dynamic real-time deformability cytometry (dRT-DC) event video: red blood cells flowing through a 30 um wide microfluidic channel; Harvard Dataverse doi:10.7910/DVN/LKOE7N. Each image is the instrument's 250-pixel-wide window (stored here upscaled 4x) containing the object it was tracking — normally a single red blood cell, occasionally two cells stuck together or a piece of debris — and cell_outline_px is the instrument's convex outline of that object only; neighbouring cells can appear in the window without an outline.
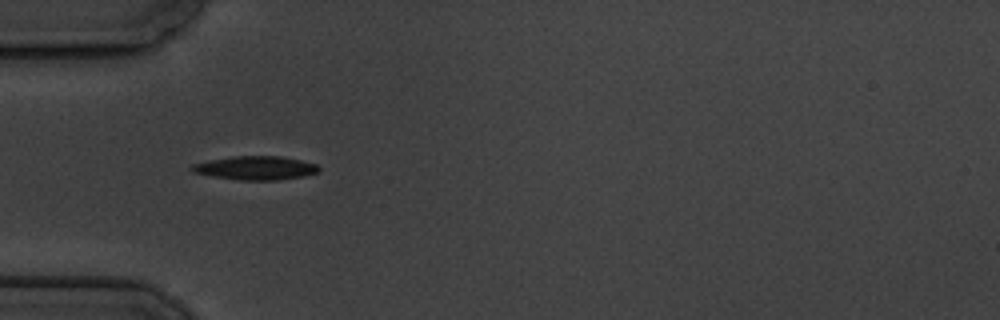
{"species": "common noctule bat (a hibernating species)", "species_latin": "Nyctalus noctula", "temperature_condition": "cold", "stored_images_in_passage": 4, "camera_frame_rate_fps": 3000, "um_per_image_px": 0.085, "animal": {"sex": "male", "body_mass_g": 19.5, "forearm_length_mm": 54.6}, "frame": {"image": 1, "passage_image": 3, "time_ms": 2.333, "image_size_px": [1000, 320], "cell_outline_px": [[320, 172], [304, 176], [276, 180], [240, 180], [192, 172], [188, 168], [192, 164], [208, 160], [232, 156], [280, 156], [300, 160], [316, 164], [320, 168]], "centroid_in_image_um": [21.72, 14.27], "position_along_channel_um": 63.3, "area_um2": 17.51}}
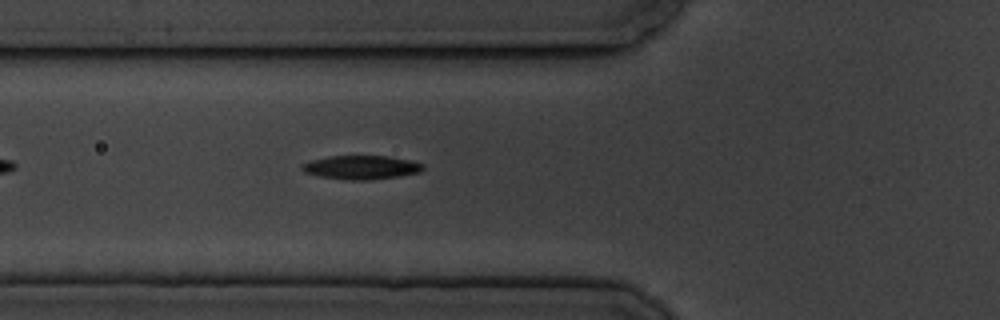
{"frame": {"image": 2, "passage_image": 4, "time_ms": 3.333, "image_size_px": [1000, 320], "cell_outline_px": [[424, 168], [420, 172], [396, 176], [368, 180], [348, 180], [320, 176], [304, 172], [300, 168], [300, 164], [308, 160], [328, 156], [392, 156], [424, 164]], "centroid_in_image_um": [30.65, 14.21], "position_along_channel_um": 95.2, "area_um2": 16.82}}